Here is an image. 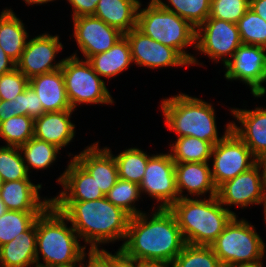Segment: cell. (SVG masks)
<instances>
[{
    "mask_svg": "<svg viewBox=\"0 0 266 267\" xmlns=\"http://www.w3.org/2000/svg\"><path fill=\"white\" fill-rule=\"evenodd\" d=\"M185 245L186 241L169 208L149 207V210L130 218L120 249L138 261L172 263Z\"/></svg>",
    "mask_w": 266,
    "mask_h": 267,
    "instance_id": "1",
    "label": "cell"
},
{
    "mask_svg": "<svg viewBox=\"0 0 266 267\" xmlns=\"http://www.w3.org/2000/svg\"><path fill=\"white\" fill-rule=\"evenodd\" d=\"M52 205L69 220L89 250L104 249L116 242L120 248L124 243L131 216L106 196L91 201H52Z\"/></svg>",
    "mask_w": 266,
    "mask_h": 267,
    "instance_id": "2",
    "label": "cell"
},
{
    "mask_svg": "<svg viewBox=\"0 0 266 267\" xmlns=\"http://www.w3.org/2000/svg\"><path fill=\"white\" fill-rule=\"evenodd\" d=\"M158 108L163 115L165 130L173 132L176 137L192 136L215 145L231 130L229 120L222 128L224 132H219L214 103L200 96L178 91L176 95L163 97Z\"/></svg>",
    "mask_w": 266,
    "mask_h": 267,
    "instance_id": "3",
    "label": "cell"
},
{
    "mask_svg": "<svg viewBox=\"0 0 266 267\" xmlns=\"http://www.w3.org/2000/svg\"><path fill=\"white\" fill-rule=\"evenodd\" d=\"M36 232L37 267L73 266L89 251L69 220L52 204L36 218Z\"/></svg>",
    "mask_w": 266,
    "mask_h": 267,
    "instance_id": "4",
    "label": "cell"
},
{
    "mask_svg": "<svg viewBox=\"0 0 266 267\" xmlns=\"http://www.w3.org/2000/svg\"><path fill=\"white\" fill-rule=\"evenodd\" d=\"M169 210L176 218L186 244L210 246L235 216L217 196L181 198Z\"/></svg>",
    "mask_w": 266,
    "mask_h": 267,
    "instance_id": "5",
    "label": "cell"
},
{
    "mask_svg": "<svg viewBox=\"0 0 266 267\" xmlns=\"http://www.w3.org/2000/svg\"><path fill=\"white\" fill-rule=\"evenodd\" d=\"M140 3L136 28L144 35L175 49L189 64L195 53L196 29L155 0ZM192 48V52L187 50ZM194 50V51H193Z\"/></svg>",
    "mask_w": 266,
    "mask_h": 267,
    "instance_id": "6",
    "label": "cell"
},
{
    "mask_svg": "<svg viewBox=\"0 0 266 267\" xmlns=\"http://www.w3.org/2000/svg\"><path fill=\"white\" fill-rule=\"evenodd\" d=\"M247 218L234 216L210 244L223 267L266 259V241Z\"/></svg>",
    "mask_w": 266,
    "mask_h": 267,
    "instance_id": "7",
    "label": "cell"
},
{
    "mask_svg": "<svg viewBox=\"0 0 266 267\" xmlns=\"http://www.w3.org/2000/svg\"><path fill=\"white\" fill-rule=\"evenodd\" d=\"M61 70L71 108L78 110L82 105L114 106L108 85L92 68L87 60L68 55L64 56Z\"/></svg>",
    "mask_w": 266,
    "mask_h": 267,
    "instance_id": "8",
    "label": "cell"
},
{
    "mask_svg": "<svg viewBox=\"0 0 266 267\" xmlns=\"http://www.w3.org/2000/svg\"><path fill=\"white\" fill-rule=\"evenodd\" d=\"M240 33L237 24L219 20L216 18H207L196 28L195 36V55L190 66H207L204 62L198 60V55L209 58V62L220 64L223 67L232 57L240 45H242Z\"/></svg>",
    "mask_w": 266,
    "mask_h": 267,
    "instance_id": "9",
    "label": "cell"
},
{
    "mask_svg": "<svg viewBox=\"0 0 266 267\" xmlns=\"http://www.w3.org/2000/svg\"><path fill=\"white\" fill-rule=\"evenodd\" d=\"M227 82L247 85L254 100L266 98V48L242 44L223 66Z\"/></svg>",
    "mask_w": 266,
    "mask_h": 267,
    "instance_id": "10",
    "label": "cell"
},
{
    "mask_svg": "<svg viewBox=\"0 0 266 267\" xmlns=\"http://www.w3.org/2000/svg\"><path fill=\"white\" fill-rule=\"evenodd\" d=\"M150 155L143 180L139 184L142 198L152 200L150 208H169L179 199L175 162L169 151ZM145 195V196H144Z\"/></svg>",
    "mask_w": 266,
    "mask_h": 267,
    "instance_id": "11",
    "label": "cell"
},
{
    "mask_svg": "<svg viewBox=\"0 0 266 267\" xmlns=\"http://www.w3.org/2000/svg\"><path fill=\"white\" fill-rule=\"evenodd\" d=\"M256 161L249 147L231 129L212 149L209 163L215 186L218 188L225 181L247 171Z\"/></svg>",
    "mask_w": 266,
    "mask_h": 267,
    "instance_id": "12",
    "label": "cell"
},
{
    "mask_svg": "<svg viewBox=\"0 0 266 267\" xmlns=\"http://www.w3.org/2000/svg\"><path fill=\"white\" fill-rule=\"evenodd\" d=\"M60 40V34L53 35L47 30L37 35L31 34L16 68L29 80L60 69L64 60H60V53L65 46Z\"/></svg>",
    "mask_w": 266,
    "mask_h": 267,
    "instance_id": "13",
    "label": "cell"
},
{
    "mask_svg": "<svg viewBox=\"0 0 266 267\" xmlns=\"http://www.w3.org/2000/svg\"><path fill=\"white\" fill-rule=\"evenodd\" d=\"M217 197L235 216L240 215V212L235 211L236 208L245 211L255 206L262 207L265 199V182L259 165L256 163L247 171L221 184L217 188Z\"/></svg>",
    "mask_w": 266,
    "mask_h": 267,
    "instance_id": "14",
    "label": "cell"
},
{
    "mask_svg": "<svg viewBox=\"0 0 266 267\" xmlns=\"http://www.w3.org/2000/svg\"><path fill=\"white\" fill-rule=\"evenodd\" d=\"M71 20L73 33L69 37L74 39L78 49L69 54L84 60L108 51L124 36L121 31L93 15L80 16Z\"/></svg>",
    "mask_w": 266,
    "mask_h": 267,
    "instance_id": "15",
    "label": "cell"
},
{
    "mask_svg": "<svg viewBox=\"0 0 266 267\" xmlns=\"http://www.w3.org/2000/svg\"><path fill=\"white\" fill-rule=\"evenodd\" d=\"M129 41L133 65L148 70L188 69L190 64L173 48L144 35L137 28L124 34ZM186 67V68H185Z\"/></svg>",
    "mask_w": 266,
    "mask_h": 267,
    "instance_id": "16",
    "label": "cell"
},
{
    "mask_svg": "<svg viewBox=\"0 0 266 267\" xmlns=\"http://www.w3.org/2000/svg\"><path fill=\"white\" fill-rule=\"evenodd\" d=\"M253 104L255 106L253 105L252 109L247 103H243L242 108L228 105L226 108L230 112L229 116H232L231 129L257 158L266 152V106L258 105L256 102Z\"/></svg>",
    "mask_w": 266,
    "mask_h": 267,
    "instance_id": "17",
    "label": "cell"
},
{
    "mask_svg": "<svg viewBox=\"0 0 266 267\" xmlns=\"http://www.w3.org/2000/svg\"><path fill=\"white\" fill-rule=\"evenodd\" d=\"M100 143V140L91 142L75 154L65 151L68 159L74 158L93 176L100 190L106 195L118 180V169L113 154L105 146L101 147Z\"/></svg>",
    "mask_w": 266,
    "mask_h": 267,
    "instance_id": "18",
    "label": "cell"
},
{
    "mask_svg": "<svg viewBox=\"0 0 266 267\" xmlns=\"http://www.w3.org/2000/svg\"><path fill=\"white\" fill-rule=\"evenodd\" d=\"M56 178L61 190L52 201H91L105 197L95 179L74 158H70Z\"/></svg>",
    "mask_w": 266,
    "mask_h": 267,
    "instance_id": "19",
    "label": "cell"
},
{
    "mask_svg": "<svg viewBox=\"0 0 266 267\" xmlns=\"http://www.w3.org/2000/svg\"><path fill=\"white\" fill-rule=\"evenodd\" d=\"M43 186L32 179L3 182L0 198L8 210L45 211L52 204V196L41 195Z\"/></svg>",
    "mask_w": 266,
    "mask_h": 267,
    "instance_id": "20",
    "label": "cell"
},
{
    "mask_svg": "<svg viewBox=\"0 0 266 267\" xmlns=\"http://www.w3.org/2000/svg\"><path fill=\"white\" fill-rule=\"evenodd\" d=\"M175 174L179 199L217 196L209 162L175 163Z\"/></svg>",
    "mask_w": 266,
    "mask_h": 267,
    "instance_id": "21",
    "label": "cell"
},
{
    "mask_svg": "<svg viewBox=\"0 0 266 267\" xmlns=\"http://www.w3.org/2000/svg\"><path fill=\"white\" fill-rule=\"evenodd\" d=\"M74 109L59 112H45L34 119V137L51 143L61 150L69 148L76 137V124L72 120Z\"/></svg>",
    "mask_w": 266,
    "mask_h": 267,
    "instance_id": "22",
    "label": "cell"
},
{
    "mask_svg": "<svg viewBox=\"0 0 266 267\" xmlns=\"http://www.w3.org/2000/svg\"><path fill=\"white\" fill-rule=\"evenodd\" d=\"M29 85L39 97L44 112H59L72 109L67 97L61 68L31 78Z\"/></svg>",
    "mask_w": 266,
    "mask_h": 267,
    "instance_id": "23",
    "label": "cell"
},
{
    "mask_svg": "<svg viewBox=\"0 0 266 267\" xmlns=\"http://www.w3.org/2000/svg\"><path fill=\"white\" fill-rule=\"evenodd\" d=\"M87 61L93 70L106 82L117 78L134 67L129 41L124 35L108 51L91 56ZM109 80V81H108Z\"/></svg>",
    "mask_w": 266,
    "mask_h": 267,
    "instance_id": "24",
    "label": "cell"
},
{
    "mask_svg": "<svg viewBox=\"0 0 266 267\" xmlns=\"http://www.w3.org/2000/svg\"><path fill=\"white\" fill-rule=\"evenodd\" d=\"M27 28L11 6L2 8L0 11V46L15 63L20 60L31 35Z\"/></svg>",
    "mask_w": 266,
    "mask_h": 267,
    "instance_id": "25",
    "label": "cell"
},
{
    "mask_svg": "<svg viewBox=\"0 0 266 267\" xmlns=\"http://www.w3.org/2000/svg\"><path fill=\"white\" fill-rule=\"evenodd\" d=\"M36 220L25 231L0 246V267L36 266Z\"/></svg>",
    "mask_w": 266,
    "mask_h": 267,
    "instance_id": "26",
    "label": "cell"
},
{
    "mask_svg": "<svg viewBox=\"0 0 266 267\" xmlns=\"http://www.w3.org/2000/svg\"><path fill=\"white\" fill-rule=\"evenodd\" d=\"M141 2V0H99L93 16L125 34L136 28Z\"/></svg>",
    "mask_w": 266,
    "mask_h": 267,
    "instance_id": "27",
    "label": "cell"
},
{
    "mask_svg": "<svg viewBox=\"0 0 266 267\" xmlns=\"http://www.w3.org/2000/svg\"><path fill=\"white\" fill-rule=\"evenodd\" d=\"M26 169L31 177L33 171L44 174L45 170L50 171L56 162L62 157V150L57 146L32 137L24 145L19 147ZM36 170V171H35Z\"/></svg>",
    "mask_w": 266,
    "mask_h": 267,
    "instance_id": "28",
    "label": "cell"
},
{
    "mask_svg": "<svg viewBox=\"0 0 266 267\" xmlns=\"http://www.w3.org/2000/svg\"><path fill=\"white\" fill-rule=\"evenodd\" d=\"M105 145V147L113 154V157L117 164L118 178L128 180L140 184L145 174V169L149 160L151 152H147V149L139 148L137 146H131L118 150L119 153L115 154L112 151V147Z\"/></svg>",
    "mask_w": 266,
    "mask_h": 267,
    "instance_id": "29",
    "label": "cell"
},
{
    "mask_svg": "<svg viewBox=\"0 0 266 267\" xmlns=\"http://www.w3.org/2000/svg\"><path fill=\"white\" fill-rule=\"evenodd\" d=\"M213 144L192 136L176 137L168 142L175 163L210 162Z\"/></svg>",
    "mask_w": 266,
    "mask_h": 267,
    "instance_id": "30",
    "label": "cell"
},
{
    "mask_svg": "<svg viewBox=\"0 0 266 267\" xmlns=\"http://www.w3.org/2000/svg\"><path fill=\"white\" fill-rule=\"evenodd\" d=\"M105 196L112 204L122 208L131 217L145 212V209L140 207L141 202L143 206L144 200L137 183L118 178L116 184Z\"/></svg>",
    "mask_w": 266,
    "mask_h": 267,
    "instance_id": "31",
    "label": "cell"
},
{
    "mask_svg": "<svg viewBox=\"0 0 266 267\" xmlns=\"http://www.w3.org/2000/svg\"><path fill=\"white\" fill-rule=\"evenodd\" d=\"M32 137H34V119L30 116H13L0 122V142L4 146L20 147Z\"/></svg>",
    "mask_w": 266,
    "mask_h": 267,
    "instance_id": "32",
    "label": "cell"
},
{
    "mask_svg": "<svg viewBox=\"0 0 266 267\" xmlns=\"http://www.w3.org/2000/svg\"><path fill=\"white\" fill-rule=\"evenodd\" d=\"M164 9L187 20L195 29L210 14L211 0H155Z\"/></svg>",
    "mask_w": 266,
    "mask_h": 267,
    "instance_id": "33",
    "label": "cell"
},
{
    "mask_svg": "<svg viewBox=\"0 0 266 267\" xmlns=\"http://www.w3.org/2000/svg\"><path fill=\"white\" fill-rule=\"evenodd\" d=\"M43 212L7 210L5 214L0 216V246L25 232Z\"/></svg>",
    "mask_w": 266,
    "mask_h": 267,
    "instance_id": "34",
    "label": "cell"
},
{
    "mask_svg": "<svg viewBox=\"0 0 266 267\" xmlns=\"http://www.w3.org/2000/svg\"><path fill=\"white\" fill-rule=\"evenodd\" d=\"M171 267H223L210 246L186 244Z\"/></svg>",
    "mask_w": 266,
    "mask_h": 267,
    "instance_id": "35",
    "label": "cell"
},
{
    "mask_svg": "<svg viewBox=\"0 0 266 267\" xmlns=\"http://www.w3.org/2000/svg\"><path fill=\"white\" fill-rule=\"evenodd\" d=\"M0 176L3 182L32 179L19 147L0 145Z\"/></svg>",
    "mask_w": 266,
    "mask_h": 267,
    "instance_id": "36",
    "label": "cell"
},
{
    "mask_svg": "<svg viewBox=\"0 0 266 267\" xmlns=\"http://www.w3.org/2000/svg\"><path fill=\"white\" fill-rule=\"evenodd\" d=\"M236 24L243 44L266 48V21L253 10L249 8Z\"/></svg>",
    "mask_w": 266,
    "mask_h": 267,
    "instance_id": "37",
    "label": "cell"
},
{
    "mask_svg": "<svg viewBox=\"0 0 266 267\" xmlns=\"http://www.w3.org/2000/svg\"><path fill=\"white\" fill-rule=\"evenodd\" d=\"M250 8V0H211L208 18L237 23Z\"/></svg>",
    "mask_w": 266,
    "mask_h": 267,
    "instance_id": "38",
    "label": "cell"
},
{
    "mask_svg": "<svg viewBox=\"0 0 266 267\" xmlns=\"http://www.w3.org/2000/svg\"><path fill=\"white\" fill-rule=\"evenodd\" d=\"M29 85V79L17 68L0 75V98L10 101L21 94Z\"/></svg>",
    "mask_w": 266,
    "mask_h": 267,
    "instance_id": "39",
    "label": "cell"
},
{
    "mask_svg": "<svg viewBox=\"0 0 266 267\" xmlns=\"http://www.w3.org/2000/svg\"><path fill=\"white\" fill-rule=\"evenodd\" d=\"M25 115V90L10 101H1L0 122L13 116Z\"/></svg>",
    "mask_w": 266,
    "mask_h": 267,
    "instance_id": "40",
    "label": "cell"
},
{
    "mask_svg": "<svg viewBox=\"0 0 266 267\" xmlns=\"http://www.w3.org/2000/svg\"><path fill=\"white\" fill-rule=\"evenodd\" d=\"M109 249L89 250L81 259L80 267H110Z\"/></svg>",
    "mask_w": 266,
    "mask_h": 267,
    "instance_id": "41",
    "label": "cell"
},
{
    "mask_svg": "<svg viewBox=\"0 0 266 267\" xmlns=\"http://www.w3.org/2000/svg\"><path fill=\"white\" fill-rule=\"evenodd\" d=\"M63 1V0H62ZM71 7V19L94 15L99 0H65Z\"/></svg>",
    "mask_w": 266,
    "mask_h": 267,
    "instance_id": "42",
    "label": "cell"
},
{
    "mask_svg": "<svg viewBox=\"0 0 266 267\" xmlns=\"http://www.w3.org/2000/svg\"><path fill=\"white\" fill-rule=\"evenodd\" d=\"M43 113V107L41 101L33 88L28 85L25 88V115L32 117L33 119L40 117Z\"/></svg>",
    "mask_w": 266,
    "mask_h": 267,
    "instance_id": "43",
    "label": "cell"
},
{
    "mask_svg": "<svg viewBox=\"0 0 266 267\" xmlns=\"http://www.w3.org/2000/svg\"><path fill=\"white\" fill-rule=\"evenodd\" d=\"M109 250L110 267H139V261L126 255L120 248ZM114 252V253H112Z\"/></svg>",
    "mask_w": 266,
    "mask_h": 267,
    "instance_id": "44",
    "label": "cell"
},
{
    "mask_svg": "<svg viewBox=\"0 0 266 267\" xmlns=\"http://www.w3.org/2000/svg\"><path fill=\"white\" fill-rule=\"evenodd\" d=\"M16 68V63L4 52L0 46V75L12 71Z\"/></svg>",
    "mask_w": 266,
    "mask_h": 267,
    "instance_id": "45",
    "label": "cell"
},
{
    "mask_svg": "<svg viewBox=\"0 0 266 267\" xmlns=\"http://www.w3.org/2000/svg\"><path fill=\"white\" fill-rule=\"evenodd\" d=\"M250 9L266 21V0H250Z\"/></svg>",
    "mask_w": 266,
    "mask_h": 267,
    "instance_id": "46",
    "label": "cell"
},
{
    "mask_svg": "<svg viewBox=\"0 0 266 267\" xmlns=\"http://www.w3.org/2000/svg\"><path fill=\"white\" fill-rule=\"evenodd\" d=\"M139 267H171V263L165 261H139Z\"/></svg>",
    "mask_w": 266,
    "mask_h": 267,
    "instance_id": "47",
    "label": "cell"
},
{
    "mask_svg": "<svg viewBox=\"0 0 266 267\" xmlns=\"http://www.w3.org/2000/svg\"><path fill=\"white\" fill-rule=\"evenodd\" d=\"M256 163L259 165L263 180L266 183V152L257 157Z\"/></svg>",
    "mask_w": 266,
    "mask_h": 267,
    "instance_id": "48",
    "label": "cell"
},
{
    "mask_svg": "<svg viewBox=\"0 0 266 267\" xmlns=\"http://www.w3.org/2000/svg\"><path fill=\"white\" fill-rule=\"evenodd\" d=\"M59 0H22L21 2L25 3L26 6H45L46 4H49L50 2H58ZM61 1V0H60Z\"/></svg>",
    "mask_w": 266,
    "mask_h": 267,
    "instance_id": "49",
    "label": "cell"
},
{
    "mask_svg": "<svg viewBox=\"0 0 266 267\" xmlns=\"http://www.w3.org/2000/svg\"><path fill=\"white\" fill-rule=\"evenodd\" d=\"M265 259L254 261V262H247V263H237L230 267H266V263L264 262ZM265 265H264V264Z\"/></svg>",
    "mask_w": 266,
    "mask_h": 267,
    "instance_id": "50",
    "label": "cell"
},
{
    "mask_svg": "<svg viewBox=\"0 0 266 267\" xmlns=\"http://www.w3.org/2000/svg\"><path fill=\"white\" fill-rule=\"evenodd\" d=\"M262 211H263V220H264V222L263 223H265L264 225H266V183H265V199H264V204H263V206H262ZM264 227H266V226H264Z\"/></svg>",
    "mask_w": 266,
    "mask_h": 267,
    "instance_id": "51",
    "label": "cell"
},
{
    "mask_svg": "<svg viewBox=\"0 0 266 267\" xmlns=\"http://www.w3.org/2000/svg\"><path fill=\"white\" fill-rule=\"evenodd\" d=\"M7 210L8 209L6 208V205L4 204V202L0 198V216L5 214L7 212Z\"/></svg>",
    "mask_w": 266,
    "mask_h": 267,
    "instance_id": "52",
    "label": "cell"
},
{
    "mask_svg": "<svg viewBox=\"0 0 266 267\" xmlns=\"http://www.w3.org/2000/svg\"><path fill=\"white\" fill-rule=\"evenodd\" d=\"M2 185H3V180H2V177L0 176V190H1Z\"/></svg>",
    "mask_w": 266,
    "mask_h": 267,
    "instance_id": "53",
    "label": "cell"
},
{
    "mask_svg": "<svg viewBox=\"0 0 266 267\" xmlns=\"http://www.w3.org/2000/svg\"><path fill=\"white\" fill-rule=\"evenodd\" d=\"M69 267H80V264L78 263V264H75V265L69 266Z\"/></svg>",
    "mask_w": 266,
    "mask_h": 267,
    "instance_id": "54",
    "label": "cell"
}]
</instances>
